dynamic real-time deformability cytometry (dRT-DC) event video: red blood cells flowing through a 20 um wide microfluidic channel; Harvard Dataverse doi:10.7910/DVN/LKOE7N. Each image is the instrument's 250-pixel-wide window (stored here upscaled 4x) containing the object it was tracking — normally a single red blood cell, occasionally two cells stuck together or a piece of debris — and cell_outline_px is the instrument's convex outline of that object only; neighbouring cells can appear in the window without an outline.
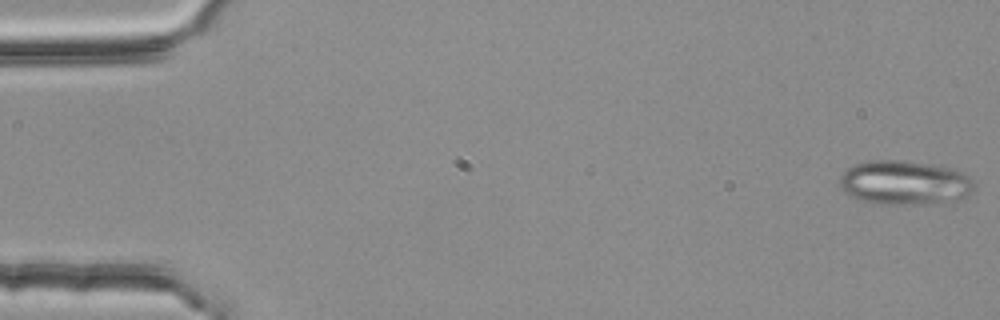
{"species": "common noctule bat (a hibernating species)", "species_latin": "Nyctalus noctula", "temperature_condition": "room temperature", "stored_images_in_passage": 54, "camera_frame_rate_fps": 3000, "um_per_image_px": 0.085, "animal": {"sex": "female", "body_mass_g": 25.1}, "frame": {"image": 1, "passage_image": 1, "time_ms": 0.0, "image_size_px": [1000, 320], "cell_outline_px": [[972, 192], [968, 196], [956, 200], [940, 204], [876, 204], [852, 196], [844, 192], [840, 188], [840, 176], [848, 168], [856, 164], [872, 160], [900, 160], [932, 164], [956, 168], [964, 172], [972, 180]], "centroid_in_image_um": [76.93, 15.53], "position_along_channel_um": 8.1, "area_um2": 34.97}}
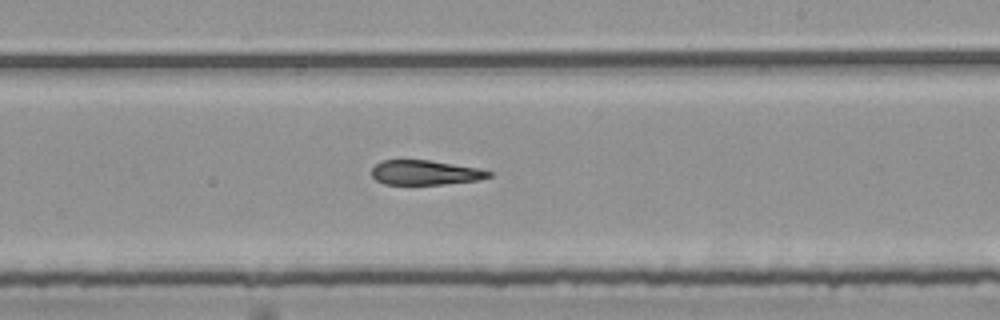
{"frame": {"image": 2, "passage_image": 32, "time_ms": 10.333, "image_size_px": [1000, 320], "cell_outline_px": [[492, 176], [480, 180], [444, 184], [384, 184], [376, 180], [372, 176], [372, 168], [380, 160], [428, 160], [480, 168], [492, 172]], "centroid_in_image_um": [36.16, 14.67], "position_along_channel_um": 252.8, "area_um2": 16.88}}
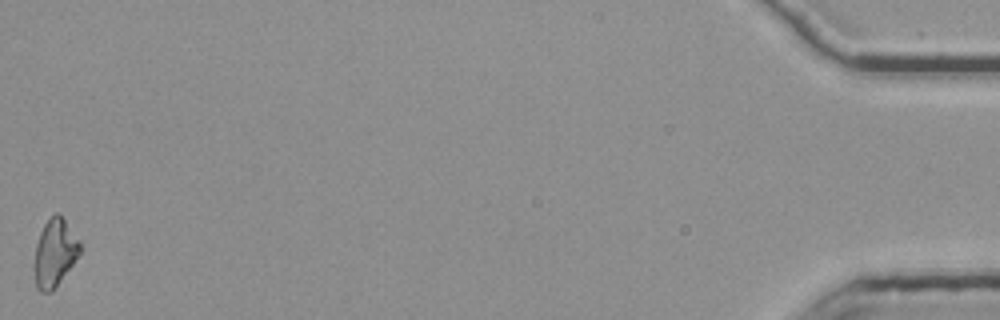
{"frame": {"image": 3, "passage_image": 54, "time_ms": 17.667, "image_size_px": [1000, 320], "cell_outline_px": [[80, 252], [72, 264], [52, 292], [40, 292], [36, 288], [32, 264], [36, 244], [40, 232], [44, 224], [56, 212], [64, 220], [80, 240]], "centroid_in_image_um": [4.6, 21.53], "position_along_channel_um": 430.6, "area_um2": 17.98}, "authors_computed_cell_mechanics": {"area_um2": 18.6983, "velocity_mm_per_s": 3.8011, "shape_relaxation_time_tau1_ms": null, "shape_relaxation_time_tau2_ms": 5.7069, "deformation_change_tau1": null, "deformation_change_tau2": 0.1517}}